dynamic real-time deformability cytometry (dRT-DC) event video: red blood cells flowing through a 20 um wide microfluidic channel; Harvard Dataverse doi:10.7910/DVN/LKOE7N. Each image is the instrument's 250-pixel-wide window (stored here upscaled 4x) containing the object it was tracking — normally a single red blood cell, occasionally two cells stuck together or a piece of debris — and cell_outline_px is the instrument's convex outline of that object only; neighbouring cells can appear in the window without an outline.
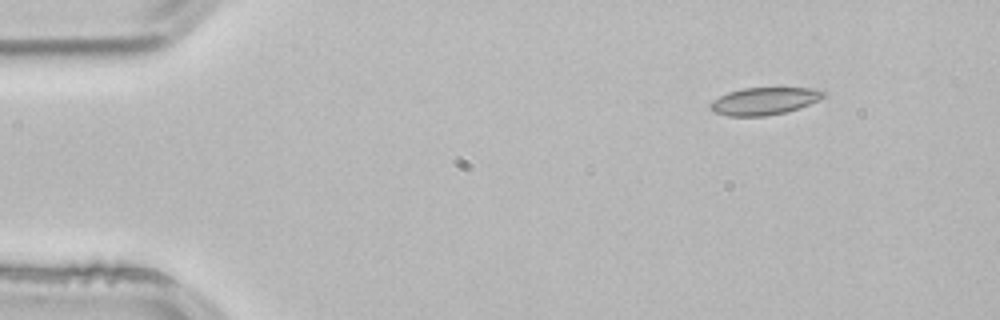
{"species": "common noctule bat (a hibernating species)", "species_latin": "Nyctalus noctula", "temperature_condition": "room temperature", "stored_images_in_passage": 3, "camera_frame_rate_fps": 3000, "um_per_image_px": 0.085, "animal": {"sex": "male", "body_mass_g": 21.5, "forearm_length_mm": 52.0}, "frame": {"image": 1, "passage_image": 1, "time_ms": 0.0, "image_size_px": [1000, 320], "cell_outline_px": [[824, 96], [820, 100], [800, 108], [784, 112], [764, 116], [728, 116], [712, 112], [708, 108], [708, 104], [712, 100], [728, 92], [744, 88], [824, 88]], "centroid_in_image_um": [64.95, 8.59], "position_along_channel_um": 20.0, "area_um2": 18.26}}
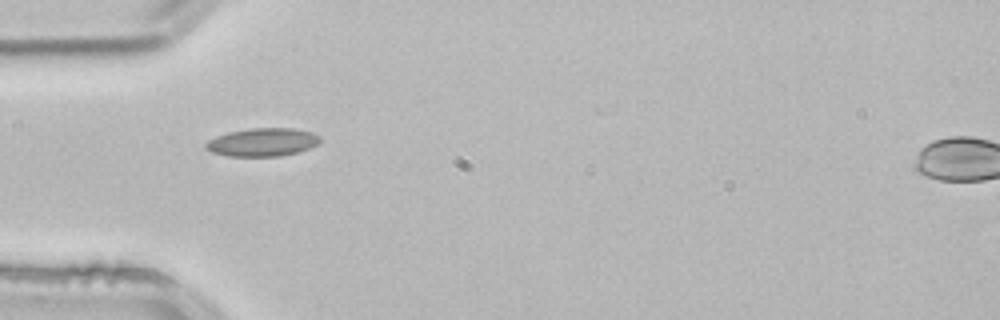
{"frame": {"image": 2, "passage_image": 3, "time_ms": 0.667, "image_size_px": [1000, 320], "cell_outline_px": [[320, 144], [296, 152], [280, 156], [228, 156], [212, 152], [204, 148], [204, 144], [208, 140], [216, 136], [228, 132], [252, 128], [296, 128], [312, 132], [320, 136]], "centroid_in_image_um": [22.31, 12.08], "position_along_channel_um": 62.7, "area_um2": 18.84}}